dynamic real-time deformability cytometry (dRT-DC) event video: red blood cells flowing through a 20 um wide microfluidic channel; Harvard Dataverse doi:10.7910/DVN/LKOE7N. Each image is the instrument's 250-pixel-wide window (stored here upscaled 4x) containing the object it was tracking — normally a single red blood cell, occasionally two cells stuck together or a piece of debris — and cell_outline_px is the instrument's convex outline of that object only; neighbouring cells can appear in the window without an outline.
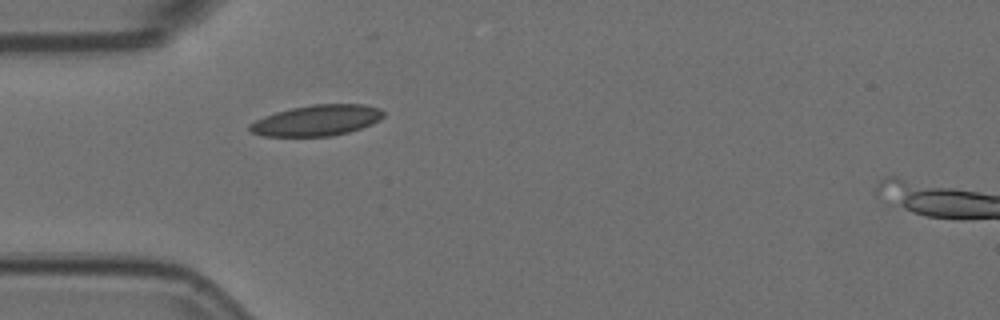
{"species": "Egyptian fruit bat (a non-hibernating species)", "species_latin": "Rousettus aegyptiacus", "temperature_condition": "room temperature", "stored_images_in_passage": 41, "camera_frame_rate_fps": 3000, "um_per_image_px": 0.085, "animal": {"sex": "female"}, "frame": {"image": 1, "passage_image": 1, "time_ms": 0.0, "image_size_px": [1000, 320], "cell_outline_px": [[384, 116], [380, 120], [372, 124], [348, 132], [332, 136], [260, 136], [252, 132], [248, 128], [248, 124], [264, 116], [276, 112], [292, 108], [312, 104], [364, 104], [380, 108], [384, 112]], "centroid_in_image_um": [26.93, 10.23], "position_along_channel_um": 58.1, "area_um2": 24.1}}
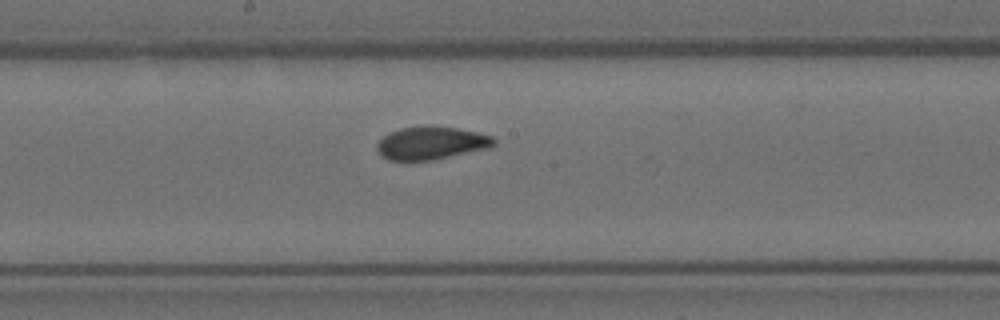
{"frame": {"image": 2, "passage_image": 14, "time_ms": 4.333, "image_size_px": [1000, 320], "cell_outline_px": [[496, 144], [492, 148], [432, 160], [388, 160], [380, 156], [376, 148], [376, 144], [388, 132], [400, 128], [456, 128], [476, 132], [492, 136], [496, 140]], "centroid_in_image_um": [36.67, 12.2], "position_along_channel_um": 211.5, "area_um2": 22.08}}
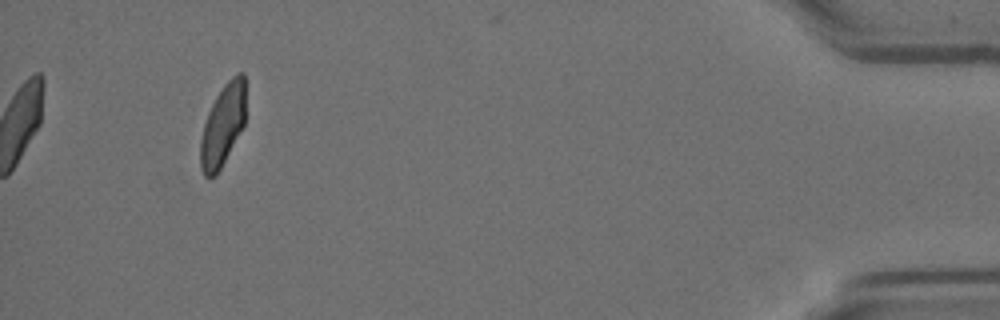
{"frame": {"image": 3, "passage_image": 37, "time_ms": 12.0, "image_size_px": [1000, 320], "cell_outline_px": [[244, 124], [216, 176], [208, 180], [204, 176], [200, 168], [200, 140], [204, 124], [208, 112], [216, 96], [224, 84], [236, 72], [244, 72]], "centroid_in_image_um": [18.9, 10.67], "position_along_channel_um": 416.3, "area_um2": 21.39}, "authors_computed_cell_mechanics": {"area_um2": 22.5998, "velocity_mm_per_s": 3.6063, "shape_relaxation_time_tau1_ms": 5.1989, "shape_relaxation_time_tau2_ms": 1.1109, "deformation_change_tau1": 0.1383, "deformation_change_tau2": 0.0565}}